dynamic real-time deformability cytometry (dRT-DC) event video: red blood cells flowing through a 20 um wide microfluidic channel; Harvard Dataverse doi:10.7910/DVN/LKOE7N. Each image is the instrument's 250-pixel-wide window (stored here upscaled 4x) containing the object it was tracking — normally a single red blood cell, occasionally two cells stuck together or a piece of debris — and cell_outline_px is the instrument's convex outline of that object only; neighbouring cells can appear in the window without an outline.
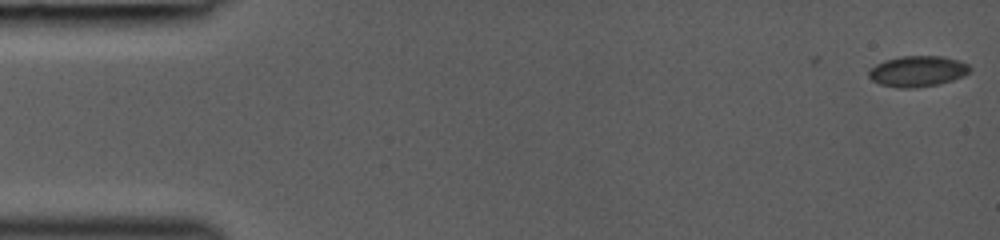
{"species": "common noctule bat (a hibernating species)", "species_latin": "Nyctalus noctula", "temperature_condition": "room temperature", "stored_images_in_passage": 2, "camera_frame_rate_fps": 3000, "um_per_image_px": 0.085, "animal": {"sex": "female", "body_mass_g": 19.0, "forearm_length_mm": 53.3}, "frame": {"image": 1, "passage_image": 2, "time_ms": 0.333, "image_size_px": [1000, 240], "cell_outline_px": [[972, 68], [964, 76], [952, 80], [936, 84], [912, 88], [900, 88], [880, 84], [872, 80], [868, 76], [868, 68], [884, 60], [900, 56], [940, 56], [960, 60], [968, 64]], "centroid_in_image_um": [77.97, 6.04], "position_along_channel_um": 7.0, "area_um2": 18.21}}